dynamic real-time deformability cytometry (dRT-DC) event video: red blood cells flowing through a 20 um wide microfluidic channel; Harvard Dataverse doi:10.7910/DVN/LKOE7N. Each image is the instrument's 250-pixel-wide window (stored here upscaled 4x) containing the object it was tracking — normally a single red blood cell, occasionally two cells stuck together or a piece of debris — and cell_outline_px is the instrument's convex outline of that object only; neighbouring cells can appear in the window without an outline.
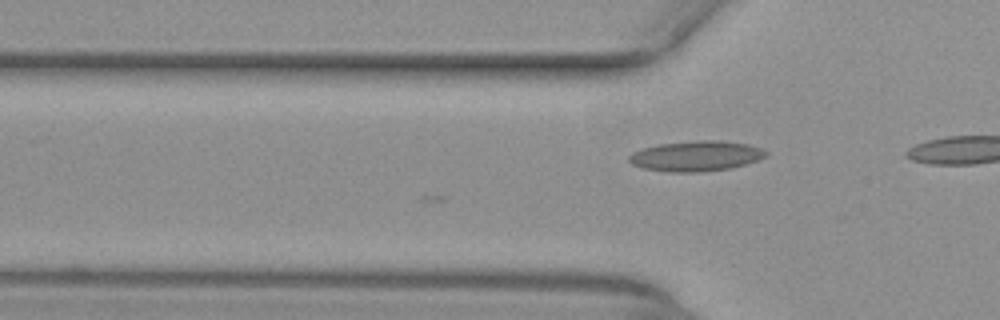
{"species": "common noctule bat (a hibernating species)", "species_latin": "Nyctalus noctula", "temperature_condition": "warm", "stored_images_in_passage": 3, "camera_frame_rate_fps": 3000, "um_per_image_px": 0.085, "animal": {"sex": "female", "body_mass_g": 29.2, "forearm_length_mm": 56.3}, "frame": {"image": 1, "passage_image": 3, "time_ms": 0.667, "image_size_px": [1000, 320], "cell_outline_px": [[768, 156], [732, 168], [700, 172], [668, 172], [644, 168], [632, 164], [628, 160], [628, 156], [632, 152], [640, 148], [660, 144], [700, 140], [720, 140], [748, 144], [764, 148], [768, 152]], "centroid_in_image_um": [59.17, 13.26], "position_along_channel_um": 66.6, "area_um2": 24.33}}